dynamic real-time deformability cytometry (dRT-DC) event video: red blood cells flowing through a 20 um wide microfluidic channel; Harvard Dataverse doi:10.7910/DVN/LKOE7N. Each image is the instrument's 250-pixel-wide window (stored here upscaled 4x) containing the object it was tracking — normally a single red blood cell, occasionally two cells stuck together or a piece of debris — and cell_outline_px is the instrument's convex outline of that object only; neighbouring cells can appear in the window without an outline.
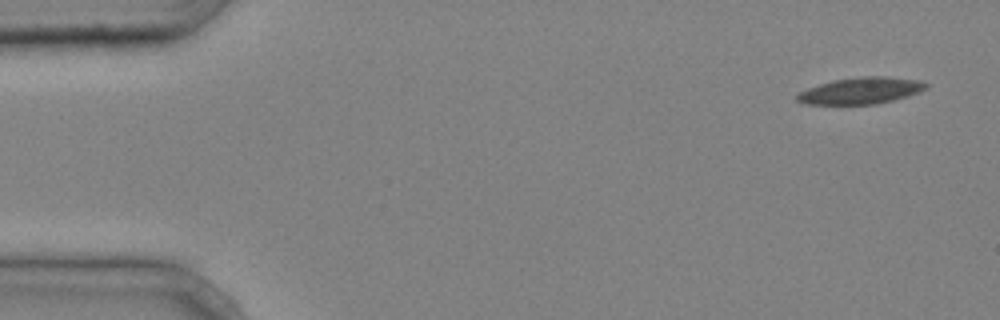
{"species": "common noctule bat (a hibernating species)", "species_latin": "Nyctalus noctula", "temperature_condition": "cold", "stored_images_in_passage": 4, "camera_frame_rate_fps": 3000, "um_per_image_px": 0.085, "animal": {"sex": "male", "body_mass_g": 20.4}, "frame": {"image": 1, "passage_image": 1, "time_ms": 0.0, "image_size_px": [1000, 320], "cell_outline_px": [[928, 88], [920, 92], [908, 96], [876, 104], [804, 104], [796, 100], [796, 96], [800, 92], [808, 88], [832, 80], [864, 76], [884, 76], [920, 80], [928, 84]], "centroid_in_image_um": [73.2, 7.7], "position_along_channel_um": 11.8, "area_um2": 19.94}}
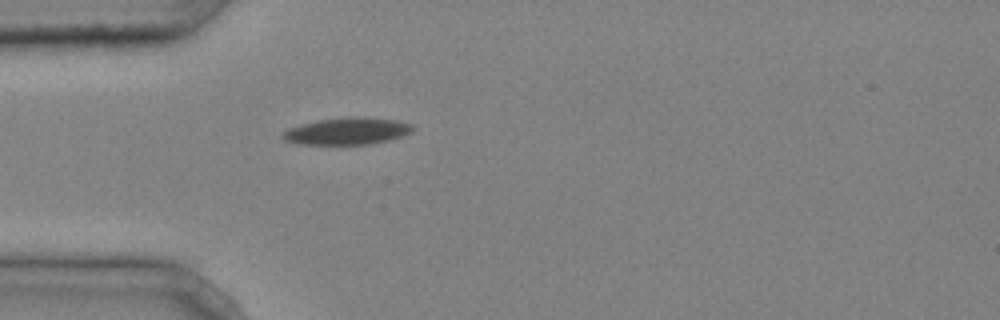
{"frame": {"image": 2, "passage_image": 4, "time_ms": 1.0, "image_size_px": [1000, 320], "cell_outline_px": [[416, 128], [412, 132], [404, 136], [388, 140], [368, 144], [296, 144], [284, 140], [280, 136], [280, 132], [288, 128], [320, 120], [348, 116], [364, 116], [396, 120], [412, 124]], "centroid_in_image_um": [29.53, 11.14], "position_along_channel_um": 55.5, "area_um2": 20.69}}